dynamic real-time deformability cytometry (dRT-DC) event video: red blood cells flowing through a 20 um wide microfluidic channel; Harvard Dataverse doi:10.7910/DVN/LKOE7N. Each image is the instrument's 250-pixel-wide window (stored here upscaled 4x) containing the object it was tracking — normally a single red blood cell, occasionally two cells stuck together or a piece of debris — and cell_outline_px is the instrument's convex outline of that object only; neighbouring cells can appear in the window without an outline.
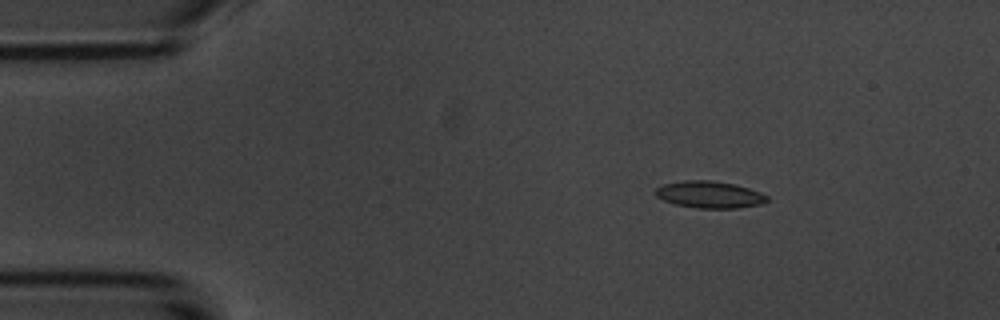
{"species": "common noctule bat (a hibernating species)", "species_latin": "Nyctalus noctula", "temperature_condition": "room temperature", "stored_images_in_passage": 5, "camera_frame_rate_fps": 3000, "um_per_image_px": 0.085, "animal": {"sex": "male", "body_mass_g": 20.1, "forearm_length_mm": 53.5}, "frame": {"image": 1, "passage_image": 3, "time_ms": 2.333, "image_size_px": [1000, 320], "cell_outline_px": [[768, 200], [760, 204], [736, 208], [696, 208], [676, 204], [664, 200], [656, 196], [652, 192], [656, 188], [664, 184], [684, 180], [708, 180], [732, 184], [748, 188], [760, 192], [768, 196]], "centroid_in_image_um": [60.27, 16.54], "position_along_channel_um": 24.7, "area_um2": 17.34}}